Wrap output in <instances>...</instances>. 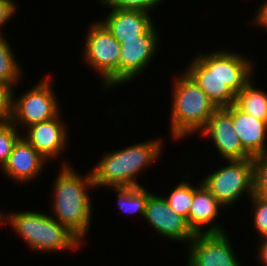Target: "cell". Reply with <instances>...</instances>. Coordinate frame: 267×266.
<instances>
[{"mask_svg":"<svg viewBox=\"0 0 267 266\" xmlns=\"http://www.w3.org/2000/svg\"><path fill=\"white\" fill-rule=\"evenodd\" d=\"M183 69L217 108L235 103L236 94L254 77V61L234 50L195 53Z\"/></svg>","mask_w":267,"mask_h":266,"instance_id":"cell-1","label":"cell"},{"mask_svg":"<svg viewBox=\"0 0 267 266\" xmlns=\"http://www.w3.org/2000/svg\"><path fill=\"white\" fill-rule=\"evenodd\" d=\"M70 163V164H69ZM53 182V200L49 214L72 232L83 244L87 241L93 215L90 191L95 190L89 169L83 175L71 162L63 160ZM92 189V190H91Z\"/></svg>","mask_w":267,"mask_h":266,"instance_id":"cell-2","label":"cell"},{"mask_svg":"<svg viewBox=\"0 0 267 266\" xmlns=\"http://www.w3.org/2000/svg\"><path fill=\"white\" fill-rule=\"evenodd\" d=\"M107 151L90 170L96 189L142 186L139 178L164 153L161 137ZM147 168V169H146Z\"/></svg>","mask_w":267,"mask_h":266,"instance_id":"cell-3","label":"cell"},{"mask_svg":"<svg viewBox=\"0 0 267 266\" xmlns=\"http://www.w3.org/2000/svg\"><path fill=\"white\" fill-rule=\"evenodd\" d=\"M30 209L5 212L4 226L9 225L24 244L35 253L77 251L84 244L48 212Z\"/></svg>","mask_w":267,"mask_h":266,"instance_id":"cell-4","label":"cell"},{"mask_svg":"<svg viewBox=\"0 0 267 266\" xmlns=\"http://www.w3.org/2000/svg\"><path fill=\"white\" fill-rule=\"evenodd\" d=\"M173 78L169 130L171 139L182 142L197 135L217 107L185 71Z\"/></svg>","mask_w":267,"mask_h":266,"instance_id":"cell-5","label":"cell"},{"mask_svg":"<svg viewBox=\"0 0 267 266\" xmlns=\"http://www.w3.org/2000/svg\"><path fill=\"white\" fill-rule=\"evenodd\" d=\"M93 21L85 32L82 60L100 77L103 91L114 90L119 86L120 43L99 20Z\"/></svg>","mask_w":267,"mask_h":266,"instance_id":"cell-6","label":"cell"},{"mask_svg":"<svg viewBox=\"0 0 267 266\" xmlns=\"http://www.w3.org/2000/svg\"><path fill=\"white\" fill-rule=\"evenodd\" d=\"M52 82L50 76H45L21 95L15 94L17 87L13 89L11 122L21 132L33 124L51 120L61 113V105Z\"/></svg>","mask_w":267,"mask_h":266,"instance_id":"cell-7","label":"cell"},{"mask_svg":"<svg viewBox=\"0 0 267 266\" xmlns=\"http://www.w3.org/2000/svg\"><path fill=\"white\" fill-rule=\"evenodd\" d=\"M225 166L212 169L200 178L201 183L227 209L234 207L239 198L254 194L253 158L225 160ZM219 168V169H218Z\"/></svg>","mask_w":267,"mask_h":266,"instance_id":"cell-8","label":"cell"},{"mask_svg":"<svg viewBox=\"0 0 267 266\" xmlns=\"http://www.w3.org/2000/svg\"><path fill=\"white\" fill-rule=\"evenodd\" d=\"M155 23L138 39L124 40L120 43L119 86L132 82L146 69L150 68L154 57L160 50L159 28Z\"/></svg>","mask_w":267,"mask_h":266,"instance_id":"cell-9","label":"cell"},{"mask_svg":"<svg viewBox=\"0 0 267 266\" xmlns=\"http://www.w3.org/2000/svg\"><path fill=\"white\" fill-rule=\"evenodd\" d=\"M186 248L185 266H242L227 231L197 233Z\"/></svg>","mask_w":267,"mask_h":266,"instance_id":"cell-10","label":"cell"},{"mask_svg":"<svg viewBox=\"0 0 267 266\" xmlns=\"http://www.w3.org/2000/svg\"><path fill=\"white\" fill-rule=\"evenodd\" d=\"M144 220L154 233L168 242L182 243L186 247L195 236L187 219L173 211L161 194L152 192L148 196Z\"/></svg>","mask_w":267,"mask_h":266,"instance_id":"cell-11","label":"cell"},{"mask_svg":"<svg viewBox=\"0 0 267 266\" xmlns=\"http://www.w3.org/2000/svg\"><path fill=\"white\" fill-rule=\"evenodd\" d=\"M199 138L210 140L222 160H243L252 158L241 145L233 126V104L217 108L198 133Z\"/></svg>","mask_w":267,"mask_h":266,"instance_id":"cell-12","label":"cell"},{"mask_svg":"<svg viewBox=\"0 0 267 266\" xmlns=\"http://www.w3.org/2000/svg\"><path fill=\"white\" fill-rule=\"evenodd\" d=\"M62 116V117H61ZM63 115L60 113L57 117L33 124L27 127L22 136L40 153L49 163L56 158H60L62 153L68 149L70 142L68 125L63 122Z\"/></svg>","mask_w":267,"mask_h":266,"instance_id":"cell-13","label":"cell"},{"mask_svg":"<svg viewBox=\"0 0 267 266\" xmlns=\"http://www.w3.org/2000/svg\"><path fill=\"white\" fill-rule=\"evenodd\" d=\"M48 160L30 145L23 136L14 144L8 161L1 169L8 179L19 184L34 182L45 171Z\"/></svg>","mask_w":267,"mask_h":266,"instance_id":"cell-14","label":"cell"},{"mask_svg":"<svg viewBox=\"0 0 267 266\" xmlns=\"http://www.w3.org/2000/svg\"><path fill=\"white\" fill-rule=\"evenodd\" d=\"M194 185V199L189 210L187 222L193 232L197 233H219L228 231L225 224L218 223L220 211L226 208L210 193L201 183ZM215 221V222H214ZM217 221V223H216Z\"/></svg>","mask_w":267,"mask_h":266,"instance_id":"cell-15","label":"cell"},{"mask_svg":"<svg viewBox=\"0 0 267 266\" xmlns=\"http://www.w3.org/2000/svg\"><path fill=\"white\" fill-rule=\"evenodd\" d=\"M107 12L108 14L99 21L119 43L138 39V36L143 35L155 23L152 13L140 10L108 8Z\"/></svg>","mask_w":267,"mask_h":266,"instance_id":"cell-16","label":"cell"},{"mask_svg":"<svg viewBox=\"0 0 267 266\" xmlns=\"http://www.w3.org/2000/svg\"><path fill=\"white\" fill-rule=\"evenodd\" d=\"M233 126L241 145L252 158L267 154V122L256 119L233 104Z\"/></svg>","mask_w":267,"mask_h":266,"instance_id":"cell-17","label":"cell"},{"mask_svg":"<svg viewBox=\"0 0 267 266\" xmlns=\"http://www.w3.org/2000/svg\"><path fill=\"white\" fill-rule=\"evenodd\" d=\"M234 104L243 112L267 122V92L258 88L254 78L236 94Z\"/></svg>","mask_w":267,"mask_h":266,"instance_id":"cell-18","label":"cell"},{"mask_svg":"<svg viewBox=\"0 0 267 266\" xmlns=\"http://www.w3.org/2000/svg\"><path fill=\"white\" fill-rule=\"evenodd\" d=\"M116 195L118 209L127 215L138 214L144 218L148 196L152 193L142 186L107 188Z\"/></svg>","mask_w":267,"mask_h":266,"instance_id":"cell-19","label":"cell"},{"mask_svg":"<svg viewBox=\"0 0 267 266\" xmlns=\"http://www.w3.org/2000/svg\"><path fill=\"white\" fill-rule=\"evenodd\" d=\"M7 40L5 35L0 36V81L15 88L19 83H22L23 79L21 78H23L25 71L21 66L23 64L17 61L16 54L13 52L15 50H12L13 46Z\"/></svg>","mask_w":267,"mask_h":266,"instance_id":"cell-20","label":"cell"},{"mask_svg":"<svg viewBox=\"0 0 267 266\" xmlns=\"http://www.w3.org/2000/svg\"><path fill=\"white\" fill-rule=\"evenodd\" d=\"M190 172H186L180 182L170 190V194L164 196L167 204L171 207L173 211L177 214L188 219L189 210L194 199V184L195 182H190L193 178Z\"/></svg>","mask_w":267,"mask_h":266,"instance_id":"cell-21","label":"cell"},{"mask_svg":"<svg viewBox=\"0 0 267 266\" xmlns=\"http://www.w3.org/2000/svg\"><path fill=\"white\" fill-rule=\"evenodd\" d=\"M22 132L11 122H0V170L8 161L14 144Z\"/></svg>","mask_w":267,"mask_h":266,"instance_id":"cell-22","label":"cell"},{"mask_svg":"<svg viewBox=\"0 0 267 266\" xmlns=\"http://www.w3.org/2000/svg\"><path fill=\"white\" fill-rule=\"evenodd\" d=\"M103 8H117L122 10H140L153 13L158 5L161 6L165 0H97Z\"/></svg>","mask_w":267,"mask_h":266,"instance_id":"cell-23","label":"cell"},{"mask_svg":"<svg viewBox=\"0 0 267 266\" xmlns=\"http://www.w3.org/2000/svg\"><path fill=\"white\" fill-rule=\"evenodd\" d=\"M247 200L250 201L251 213L253 218V228L256 230L257 238L267 237V202L260 200L255 194Z\"/></svg>","mask_w":267,"mask_h":266,"instance_id":"cell-24","label":"cell"},{"mask_svg":"<svg viewBox=\"0 0 267 266\" xmlns=\"http://www.w3.org/2000/svg\"><path fill=\"white\" fill-rule=\"evenodd\" d=\"M13 87L3 81H0V122L11 121Z\"/></svg>","mask_w":267,"mask_h":266,"instance_id":"cell-25","label":"cell"},{"mask_svg":"<svg viewBox=\"0 0 267 266\" xmlns=\"http://www.w3.org/2000/svg\"><path fill=\"white\" fill-rule=\"evenodd\" d=\"M254 186H267V154L253 157Z\"/></svg>","mask_w":267,"mask_h":266,"instance_id":"cell-26","label":"cell"},{"mask_svg":"<svg viewBox=\"0 0 267 266\" xmlns=\"http://www.w3.org/2000/svg\"><path fill=\"white\" fill-rule=\"evenodd\" d=\"M17 10L18 4L15 0H0V36L5 35L2 27L8 25L7 22L16 16Z\"/></svg>","mask_w":267,"mask_h":266,"instance_id":"cell-27","label":"cell"},{"mask_svg":"<svg viewBox=\"0 0 267 266\" xmlns=\"http://www.w3.org/2000/svg\"><path fill=\"white\" fill-rule=\"evenodd\" d=\"M251 18V25H256V27L263 28L264 31H267V0H263V3L258 6L254 16Z\"/></svg>","mask_w":267,"mask_h":266,"instance_id":"cell-28","label":"cell"},{"mask_svg":"<svg viewBox=\"0 0 267 266\" xmlns=\"http://www.w3.org/2000/svg\"><path fill=\"white\" fill-rule=\"evenodd\" d=\"M259 242V243H258ZM257 242V245L259 248H257V262H260L259 264L263 266H267V237L259 238V241Z\"/></svg>","mask_w":267,"mask_h":266,"instance_id":"cell-29","label":"cell"},{"mask_svg":"<svg viewBox=\"0 0 267 266\" xmlns=\"http://www.w3.org/2000/svg\"><path fill=\"white\" fill-rule=\"evenodd\" d=\"M254 194L260 200L267 202V186H254Z\"/></svg>","mask_w":267,"mask_h":266,"instance_id":"cell-30","label":"cell"},{"mask_svg":"<svg viewBox=\"0 0 267 266\" xmlns=\"http://www.w3.org/2000/svg\"><path fill=\"white\" fill-rule=\"evenodd\" d=\"M5 213L0 210V226L4 225Z\"/></svg>","mask_w":267,"mask_h":266,"instance_id":"cell-31","label":"cell"}]
</instances>
